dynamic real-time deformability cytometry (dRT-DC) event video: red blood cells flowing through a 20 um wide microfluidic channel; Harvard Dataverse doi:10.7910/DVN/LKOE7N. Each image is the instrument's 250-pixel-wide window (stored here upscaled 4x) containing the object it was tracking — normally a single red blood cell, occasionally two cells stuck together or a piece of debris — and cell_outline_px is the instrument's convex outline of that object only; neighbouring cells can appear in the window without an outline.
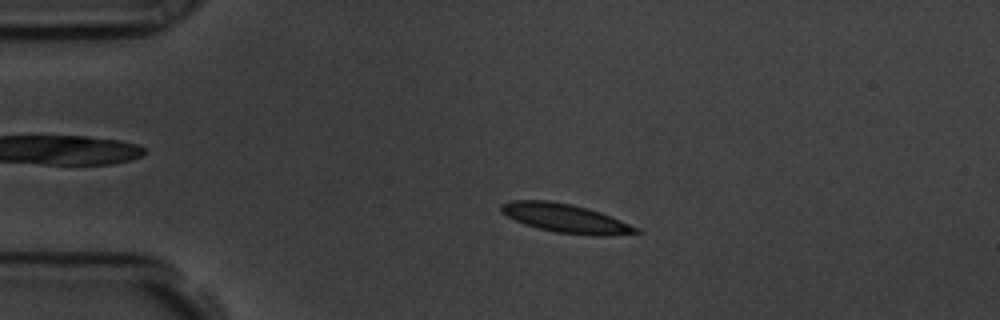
{"species": "common noctule bat (a hibernating species)", "species_latin": "Nyctalus noctula", "temperature_condition": "room temperature", "stored_images_in_passage": 57, "camera_frame_rate_fps": 3000, "um_per_image_px": 0.085, "animal": {"sex": "male", "body_mass_g": 19.5, "forearm_length_mm": 54.6}, "frame": {"image": 1, "passage_image": 12, "time_ms": 3.667, "image_size_px": [1000, 320], "cell_outline_px": [[644, 232], [604, 236], [596, 236], [556, 232], [524, 224], [500, 212], [500, 204], [512, 200], [548, 200], [572, 204], [588, 208], [600, 212], [640, 228]], "centroid_in_image_um": [48.09, 18.55], "position_along_channel_um": 36.9, "area_um2": 22.6}}
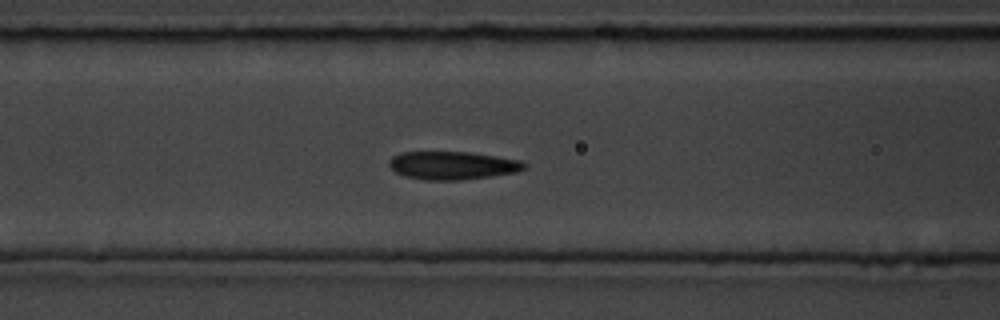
{"frame": {"image": 2, "passage_image": 23, "time_ms": 7.333, "image_size_px": [1000, 320], "cell_outline_px": [[528, 164], [524, 168], [516, 172], [492, 176], [460, 180], [424, 180], [404, 176], [396, 172], [388, 164], [388, 160], [392, 156], [400, 152], [468, 152], [496, 156], [520, 160]], "centroid_in_image_um": [38.44, 14.06], "position_along_channel_um": 128.2, "area_um2": 22.2}}
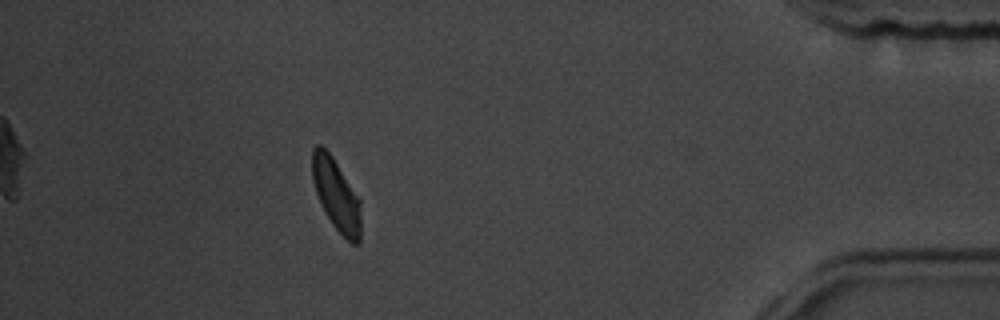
{"frame": {"image": 3, "passage_image": 51, "time_ms": 16.667, "image_size_px": [1000, 320], "cell_outline_px": [[360, 244], [352, 244], [332, 224], [324, 212], [320, 204], [312, 180], [312, 148], [316, 144], [320, 144], [332, 156], [360, 200]], "centroid_in_image_um": [28.56, 16.56], "position_along_channel_um": 406.6, "area_um2": 20.23}, "authors_computed_cell_mechanics": {"area_um2": 21.9062, "velocity_mm_per_s": 3.5299, "shape_relaxation_time_tau1_ms": 5.0328, "shape_relaxation_time_tau2_ms": 2.2687, "deformation_change_tau1": 0.1297, "deformation_change_tau2": 0.0531}}